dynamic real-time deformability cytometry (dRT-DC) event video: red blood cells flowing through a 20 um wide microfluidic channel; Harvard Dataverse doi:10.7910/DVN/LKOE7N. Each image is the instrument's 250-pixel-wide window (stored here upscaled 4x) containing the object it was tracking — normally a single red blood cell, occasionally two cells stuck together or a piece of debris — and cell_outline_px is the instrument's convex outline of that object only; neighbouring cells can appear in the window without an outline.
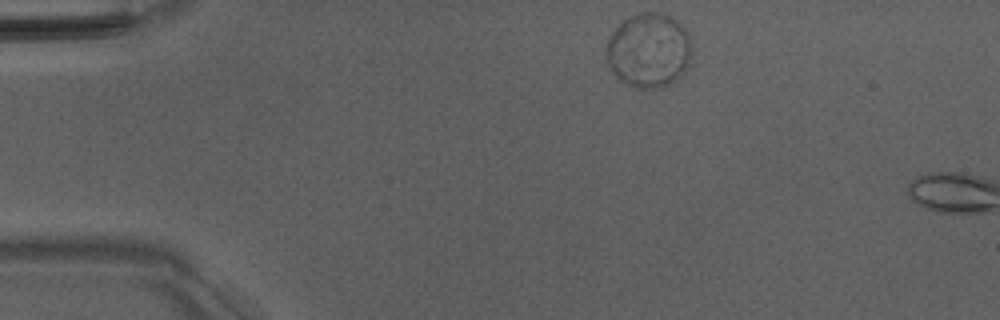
{"species": "Egyptian fruit bat (a non-hibernating species)", "species_latin": "Rousettus aegyptiacus", "temperature_condition": "room temperature", "stored_images_in_passage": 3, "camera_frame_rate_fps": 3000, "um_per_image_px": 0.085, "animal": {"sex": "male"}, "frame": {"image": 1, "passage_image": 1, "time_ms": 0.0, "image_size_px": [1000, 320], "cell_outline_px": [[692, 48], [688, 68], [676, 80], [660, 88], [636, 88], [624, 84], [612, 72], [604, 56], [608, 40], [612, 32], [624, 20], [640, 12], [660, 12], [676, 20], [684, 28], [688, 36]], "centroid_in_image_um": [55.13, 4.3], "position_along_channel_um": 29.9, "area_um2": 37.34}}